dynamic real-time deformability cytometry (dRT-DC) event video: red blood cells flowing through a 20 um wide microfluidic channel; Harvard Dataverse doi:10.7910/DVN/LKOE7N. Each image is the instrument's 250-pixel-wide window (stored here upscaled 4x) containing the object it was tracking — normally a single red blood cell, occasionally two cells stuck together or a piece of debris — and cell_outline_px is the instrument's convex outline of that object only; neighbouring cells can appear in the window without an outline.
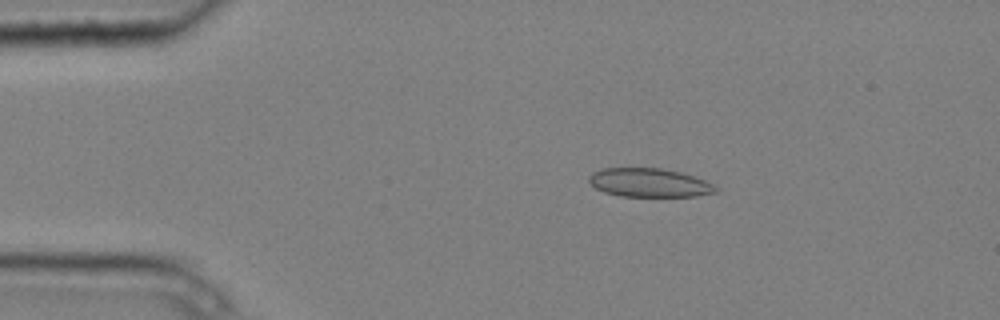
{"species": "common noctule bat (a hibernating species)", "species_latin": "Nyctalus noctula", "temperature_condition": "cold", "stored_images_in_passage": 4, "camera_frame_rate_fps": 3000, "um_per_image_px": 0.085, "animal": {"sex": "male", "body_mass_g": 20.4}, "frame": {"image": 1, "passage_image": 3, "time_ms": 0.667, "image_size_px": [1000, 320], "cell_outline_px": [[716, 192], [696, 196], [620, 196], [604, 192], [596, 188], [588, 180], [588, 176], [592, 172], [604, 168], [660, 168], [680, 172], [704, 180], [712, 184], [716, 188]], "centroid_in_image_um": [55.14, 15.53], "position_along_channel_um": 29.9, "area_um2": 20.98}}